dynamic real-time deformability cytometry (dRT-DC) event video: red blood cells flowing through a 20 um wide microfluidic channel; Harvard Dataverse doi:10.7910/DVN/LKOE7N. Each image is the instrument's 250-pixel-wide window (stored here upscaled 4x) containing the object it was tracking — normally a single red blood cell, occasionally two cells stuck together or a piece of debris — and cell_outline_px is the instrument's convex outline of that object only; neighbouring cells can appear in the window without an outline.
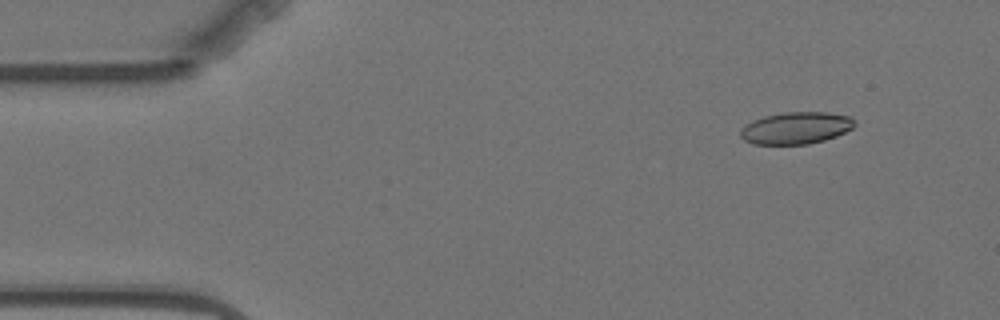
{"species": "Egyptian fruit bat (a non-hibernating species)", "species_latin": "Rousettus aegyptiacus", "temperature_condition": "warm", "stored_images_in_passage": 4, "camera_frame_rate_fps": 3000, "um_per_image_px": 0.085, "animal": {"sex": "female"}, "frame": {"image": 1, "passage_image": 2, "time_ms": 1.0, "image_size_px": [1000, 320], "cell_outline_px": [[856, 124], [852, 128], [836, 136], [824, 140], [808, 144], [752, 144], [744, 140], [740, 136], [740, 128], [752, 120], [764, 116], [784, 112], [828, 112], [852, 116]], "centroid_in_image_um": [67.65, 10.87], "position_along_channel_um": 17.4, "area_um2": 21.44}}